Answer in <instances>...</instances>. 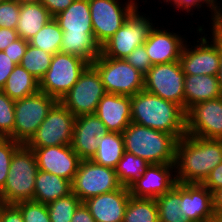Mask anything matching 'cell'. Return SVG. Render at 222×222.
<instances>
[{
  "instance_id": "cell-1",
  "label": "cell",
  "mask_w": 222,
  "mask_h": 222,
  "mask_svg": "<svg viewBox=\"0 0 222 222\" xmlns=\"http://www.w3.org/2000/svg\"><path fill=\"white\" fill-rule=\"evenodd\" d=\"M222 162V139L185 135L177 142L175 172L177 183L202 184Z\"/></svg>"
},
{
  "instance_id": "cell-2",
  "label": "cell",
  "mask_w": 222,
  "mask_h": 222,
  "mask_svg": "<svg viewBox=\"0 0 222 222\" xmlns=\"http://www.w3.org/2000/svg\"><path fill=\"white\" fill-rule=\"evenodd\" d=\"M185 110L178 104L146 92L131 96V122L174 135H186Z\"/></svg>"
},
{
  "instance_id": "cell-3",
  "label": "cell",
  "mask_w": 222,
  "mask_h": 222,
  "mask_svg": "<svg viewBox=\"0 0 222 222\" xmlns=\"http://www.w3.org/2000/svg\"><path fill=\"white\" fill-rule=\"evenodd\" d=\"M122 136L125 151L149 164L175 163L178 139L174 135L131 122Z\"/></svg>"
},
{
  "instance_id": "cell-4",
  "label": "cell",
  "mask_w": 222,
  "mask_h": 222,
  "mask_svg": "<svg viewBox=\"0 0 222 222\" xmlns=\"http://www.w3.org/2000/svg\"><path fill=\"white\" fill-rule=\"evenodd\" d=\"M37 171L33 149L22 144L11 159L5 186L0 191V203L16 204L33 200Z\"/></svg>"
},
{
  "instance_id": "cell-5",
  "label": "cell",
  "mask_w": 222,
  "mask_h": 222,
  "mask_svg": "<svg viewBox=\"0 0 222 222\" xmlns=\"http://www.w3.org/2000/svg\"><path fill=\"white\" fill-rule=\"evenodd\" d=\"M138 6L126 22L101 46V54L108 58L125 59L136 47L144 45L153 23L152 14H144ZM147 16V17H146Z\"/></svg>"
},
{
  "instance_id": "cell-6",
  "label": "cell",
  "mask_w": 222,
  "mask_h": 222,
  "mask_svg": "<svg viewBox=\"0 0 222 222\" xmlns=\"http://www.w3.org/2000/svg\"><path fill=\"white\" fill-rule=\"evenodd\" d=\"M91 65L99 73L106 93L131 97L144 90V75L125 59L100 54Z\"/></svg>"
},
{
  "instance_id": "cell-7",
  "label": "cell",
  "mask_w": 222,
  "mask_h": 222,
  "mask_svg": "<svg viewBox=\"0 0 222 222\" xmlns=\"http://www.w3.org/2000/svg\"><path fill=\"white\" fill-rule=\"evenodd\" d=\"M58 100L38 91L15 101L14 141L27 144Z\"/></svg>"
},
{
  "instance_id": "cell-8",
  "label": "cell",
  "mask_w": 222,
  "mask_h": 222,
  "mask_svg": "<svg viewBox=\"0 0 222 222\" xmlns=\"http://www.w3.org/2000/svg\"><path fill=\"white\" fill-rule=\"evenodd\" d=\"M88 65L89 63L79 56L57 52L52 57L48 71L39 82V91L60 101Z\"/></svg>"
},
{
  "instance_id": "cell-9",
  "label": "cell",
  "mask_w": 222,
  "mask_h": 222,
  "mask_svg": "<svg viewBox=\"0 0 222 222\" xmlns=\"http://www.w3.org/2000/svg\"><path fill=\"white\" fill-rule=\"evenodd\" d=\"M138 1L89 0L94 38L100 47L126 22L129 15L140 5Z\"/></svg>"
},
{
  "instance_id": "cell-10",
  "label": "cell",
  "mask_w": 222,
  "mask_h": 222,
  "mask_svg": "<svg viewBox=\"0 0 222 222\" xmlns=\"http://www.w3.org/2000/svg\"><path fill=\"white\" fill-rule=\"evenodd\" d=\"M106 94L97 70L89 64L78 81L60 99V102L75 116L95 114L98 103Z\"/></svg>"
},
{
  "instance_id": "cell-11",
  "label": "cell",
  "mask_w": 222,
  "mask_h": 222,
  "mask_svg": "<svg viewBox=\"0 0 222 222\" xmlns=\"http://www.w3.org/2000/svg\"><path fill=\"white\" fill-rule=\"evenodd\" d=\"M184 80L180 61L154 64L144 75V90L185 110Z\"/></svg>"
},
{
  "instance_id": "cell-12",
  "label": "cell",
  "mask_w": 222,
  "mask_h": 222,
  "mask_svg": "<svg viewBox=\"0 0 222 222\" xmlns=\"http://www.w3.org/2000/svg\"><path fill=\"white\" fill-rule=\"evenodd\" d=\"M72 193L82 202L100 194L119 189L115 169L96 164L92 160H81L72 181Z\"/></svg>"
},
{
  "instance_id": "cell-13",
  "label": "cell",
  "mask_w": 222,
  "mask_h": 222,
  "mask_svg": "<svg viewBox=\"0 0 222 222\" xmlns=\"http://www.w3.org/2000/svg\"><path fill=\"white\" fill-rule=\"evenodd\" d=\"M197 40L191 45L189 39L183 46L180 63L185 75H212L217 76L219 69V53L217 45L205 34L203 25H197ZM204 34V36H202ZM200 36V38H199ZM209 39V40H208ZM189 42V43H188ZM195 42H197L195 44Z\"/></svg>"
},
{
  "instance_id": "cell-14",
  "label": "cell",
  "mask_w": 222,
  "mask_h": 222,
  "mask_svg": "<svg viewBox=\"0 0 222 222\" xmlns=\"http://www.w3.org/2000/svg\"><path fill=\"white\" fill-rule=\"evenodd\" d=\"M75 116L58 101L26 144L29 148L70 145Z\"/></svg>"
},
{
  "instance_id": "cell-15",
  "label": "cell",
  "mask_w": 222,
  "mask_h": 222,
  "mask_svg": "<svg viewBox=\"0 0 222 222\" xmlns=\"http://www.w3.org/2000/svg\"><path fill=\"white\" fill-rule=\"evenodd\" d=\"M185 114L187 135L222 139V96L195 104Z\"/></svg>"
},
{
  "instance_id": "cell-16",
  "label": "cell",
  "mask_w": 222,
  "mask_h": 222,
  "mask_svg": "<svg viewBox=\"0 0 222 222\" xmlns=\"http://www.w3.org/2000/svg\"><path fill=\"white\" fill-rule=\"evenodd\" d=\"M176 184L175 163L149 164L143 174L129 186V190L133 197L156 199Z\"/></svg>"
},
{
  "instance_id": "cell-17",
  "label": "cell",
  "mask_w": 222,
  "mask_h": 222,
  "mask_svg": "<svg viewBox=\"0 0 222 222\" xmlns=\"http://www.w3.org/2000/svg\"><path fill=\"white\" fill-rule=\"evenodd\" d=\"M31 149L34 151L38 170L55 174L72 183L81 159L71 144Z\"/></svg>"
},
{
  "instance_id": "cell-18",
  "label": "cell",
  "mask_w": 222,
  "mask_h": 222,
  "mask_svg": "<svg viewBox=\"0 0 222 222\" xmlns=\"http://www.w3.org/2000/svg\"><path fill=\"white\" fill-rule=\"evenodd\" d=\"M158 27V24L154 26L144 43L151 64L179 61L181 51L188 37L185 34L183 36L178 32L170 31V29H166L164 26L160 25Z\"/></svg>"
},
{
  "instance_id": "cell-19",
  "label": "cell",
  "mask_w": 222,
  "mask_h": 222,
  "mask_svg": "<svg viewBox=\"0 0 222 222\" xmlns=\"http://www.w3.org/2000/svg\"><path fill=\"white\" fill-rule=\"evenodd\" d=\"M109 131L96 114L82 115L75 118L72 149L81 160H91L95 155L99 138Z\"/></svg>"
},
{
  "instance_id": "cell-20",
  "label": "cell",
  "mask_w": 222,
  "mask_h": 222,
  "mask_svg": "<svg viewBox=\"0 0 222 222\" xmlns=\"http://www.w3.org/2000/svg\"><path fill=\"white\" fill-rule=\"evenodd\" d=\"M129 187L88 198L84 201L96 222H123L130 199Z\"/></svg>"
},
{
  "instance_id": "cell-21",
  "label": "cell",
  "mask_w": 222,
  "mask_h": 222,
  "mask_svg": "<svg viewBox=\"0 0 222 222\" xmlns=\"http://www.w3.org/2000/svg\"><path fill=\"white\" fill-rule=\"evenodd\" d=\"M180 210L190 222H206L214 216L212 192L203 184L182 183Z\"/></svg>"
},
{
  "instance_id": "cell-22",
  "label": "cell",
  "mask_w": 222,
  "mask_h": 222,
  "mask_svg": "<svg viewBox=\"0 0 222 222\" xmlns=\"http://www.w3.org/2000/svg\"><path fill=\"white\" fill-rule=\"evenodd\" d=\"M95 114L109 132L122 133L131 123V97L106 93L98 103Z\"/></svg>"
},
{
  "instance_id": "cell-23",
  "label": "cell",
  "mask_w": 222,
  "mask_h": 222,
  "mask_svg": "<svg viewBox=\"0 0 222 222\" xmlns=\"http://www.w3.org/2000/svg\"><path fill=\"white\" fill-rule=\"evenodd\" d=\"M53 18L63 34L94 35L89 0H74L67 9Z\"/></svg>"
},
{
  "instance_id": "cell-24",
  "label": "cell",
  "mask_w": 222,
  "mask_h": 222,
  "mask_svg": "<svg viewBox=\"0 0 222 222\" xmlns=\"http://www.w3.org/2000/svg\"><path fill=\"white\" fill-rule=\"evenodd\" d=\"M185 112L193 105L222 96L217 76L185 75Z\"/></svg>"
},
{
  "instance_id": "cell-25",
  "label": "cell",
  "mask_w": 222,
  "mask_h": 222,
  "mask_svg": "<svg viewBox=\"0 0 222 222\" xmlns=\"http://www.w3.org/2000/svg\"><path fill=\"white\" fill-rule=\"evenodd\" d=\"M70 193H72V184L69 180L42 170L37 171L32 201L48 204Z\"/></svg>"
},
{
  "instance_id": "cell-26",
  "label": "cell",
  "mask_w": 222,
  "mask_h": 222,
  "mask_svg": "<svg viewBox=\"0 0 222 222\" xmlns=\"http://www.w3.org/2000/svg\"><path fill=\"white\" fill-rule=\"evenodd\" d=\"M52 18L49 11L41 3L21 5L16 27L18 36L29 41Z\"/></svg>"
},
{
  "instance_id": "cell-27",
  "label": "cell",
  "mask_w": 222,
  "mask_h": 222,
  "mask_svg": "<svg viewBox=\"0 0 222 222\" xmlns=\"http://www.w3.org/2000/svg\"><path fill=\"white\" fill-rule=\"evenodd\" d=\"M16 101L39 91V81L21 65H16L1 89Z\"/></svg>"
},
{
  "instance_id": "cell-28",
  "label": "cell",
  "mask_w": 222,
  "mask_h": 222,
  "mask_svg": "<svg viewBox=\"0 0 222 222\" xmlns=\"http://www.w3.org/2000/svg\"><path fill=\"white\" fill-rule=\"evenodd\" d=\"M124 152L122 133L108 132L99 138L97 151L91 160L96 164L116 169Z\"/></svg>"
},
{
  "instance_id": "cell-29",
  "label": "cell",
  "mask_w": 222,
  "mask_h": 222,
  "mask_svg": "<svg viewBox=\"0 0 222 222\" xmlns=\"http://www.w3.org/2000/svg\"><path fill=\"white\" fill-rule=\"evenodd\" d=\"M60 52L79 56L91 64L101 54V47L94 35L63 34Z\"/></svg>"
},
{
  "instance_id": "cell-30",
  "label": "cell",
  "mask_w": 222,
  "mask_h": 222,
  "mask_svg": "<svg viewBox=\"0 0 222 222\" xmlns=\"http://www.w3.org/2000/svg\"><path fill=\"white\" fill-rule=\"evenodd\" d=\"M155 200L159 211V222H190L180 210L182 183H177L172 189Z\"/></svg>"
},
{
  "instance_id": "cell-31",
  "label": "cell",
  "mask_w": 222,
  "mask_h": 222,
  "mask_svg": "<svg viewBox=\"0 0 222 222\" xmlns=\"http://www.w3.org/2000/svg\"><path fill=\"white\" fill-rule=\"evenodd\" d=\"M123 222H159L156 200L131 196L124 213Z\"/></svg>"
},
{
  "instance_id": "cell-32",
  "label": "cell",
  "mask_w": 222,
  "mask_h": 222,
  "mask_svg": "<svg viewBox=\"0 0 222 222\" xmlns=\"http://www.w3.org/2000/svg\"><path fill=\"white\" fill-rule=\"evenodd\" d=\"M62 39L63 31L52 18L29 40V44L54 55L60 52Z\"/></svg>"
},
{
  "instance_id": "cell-33",
  "label": "cell",
  "mask_w": 222,
  "mask_h": 222,
  "mask_svg": "<svg viewBox=\"0 0 222 222\" xmlns=\"http://www.w3.org/2000/svg\"><path fill=\"white\" fill-rule=\"evenodd\" d=\"M148 165L149 163L141 157L125 151L115 169L118 181L122 186L129 187L143 174Z\"/></svg>"
},
{
  "instance_id": "cell-34",
  "label": "cell",
  "mask_w": 222,
  "mask_h": 222,
  "mask_svg": "<svg viewBox=\"0 0 222 222\" xmlns=\"http://www.w3.org/2000/svg\"><path fill=\"white\" fill-rule=\"evenodd\" d=\"M52 57L53 54L28 43L20 65L40 82L49 69Z\"/></svg>"
},
{
  "instance_id": "cell-35",
  "label": "cell",
  "mask_w": 222,
  "mask_h": 222,
  "mask_svg": "<svg viewBox=\"0 0 222 222\" xmlns=\"http://www.w3.org/2000/svg\"><path fill=\"white\" fill-rule=\"evenodd\" d=\"M82 201L74 194L58 198L47 204L51 222H71L72 217Z\"/></svg>"
},
{
  "instance_id": "cell-36",
  "label": "cell",
  "mask_w": 222,
  "mask_h": 222,
  "mask_svg": "<svg viewBox=\"0 0 222 222\" xmlns=\"http://www.w3.org/2000/svg\"><path fill=\"white\" fill-rule=\"evenodd\" d=\"M158 2H159V0H158ZM160 3L161 4L164 3L168 6L170 4L174 9V13L176 10H178V11L180 10L179 11L180 13H181V11L182 12L185 11V15H189L191 12L194 13L193 10H197V11L202 12L201 9L203 8L205 11V8H206L207 11L211 12V15H210L211 16V19H210L211 23H209V25L211 24L212 27H215L217 25V22L219 20V16L221 13V9L212 0H163V2L161 1V2H159V4ZM186 13H188V14H186Z\"/></svg>"
},
{
  "instance_id": "cell-37",
  "label": "cell",
  "mask_w": 222,
  "mask_h": 222,
  "mask_svg": "<svg viewBox=\"0 0 222 222\" xmlns=\"http://www.w3.org/2000/svg\"><path fill=\"white\" fill-rule=\"evenodd\" d=\"M15 101L0 90V137L14 140Z\"/></svg>"
},
{
  "instance_id": "cell-38",
  "label": "cell",
  "mask_w": 222,
  "mask_h": 222,
  "mask_svg": "<svg viewBox=\"0 0 222 222\" xmlns=\"http://www.w3.org/2000/svg\"><path fill=\"white\" fill-rule=\"evenodd\" d=\"M22 144L11 138L0 137V191L4 188L14 152Z\"/></svg>"
},
{
  "instance_id": "cell-39",
  "label": "cell",
  "mask_w": 222,
  "mask_h": 222,
  "mask_svg": "<svg viewBox=\"0 0 222 222\" xmlns=\"http://www.w3.org/2000/svg\"><path fill=\"white\" fill-rule=\"evenodd\" d=\"M23 215L24 222H51L47 204L22 201L15 204Z\"/></svg>"
},
{
  "instance_id": "cell-40",
  "label": "cell",
  "mask_w": 222,
  "mask_h": 222,
  "mask_svg": "<svg viewBox=\"0 0 222 222\" xmlns=\"http://www.w3.org/2000/svg\"><path fill=\"white\" fill-rule=\"evenodd\" d=\"M20 6L15 0H4L0 3V28L16 30Z\"/></svg>"
},
{
  "instance_id": "cell-41",
  "label": "cell",
  "mask_w": 222,
  "mask_h": 222,
  "mask_svg": "<svg viewBox=\"0 0 222 222\" xmlns=\"http://www.w3.org/2000/svg\"><path fill=\"white\" fill-rule=\"evenodd\" d=\"M125 60L143 75L153 66L146 52L145 45L136 47Z\"/></svg>"
},
{
  "instance_id": "cell-42",
  "label": "cell",
  "mask_w": 222,
  "mask_h": 222,
  "mask_svg": "<svg viewBox=\"0 0 222 222\" xmlns=\"http://www.w3.org/2000/svg\"><path fill=\"white\" fill-rule=\"evenodd\" d=\"M29 41L22 38H18L8 45L3 51L11 60L16 64L20 65L21 60L26 52Z\"/></svg>"
},
{
  "instance_id": "cell-43",
  "label": "cell",
  "mask_w": 222,
  "mask_h": 222,
  "mask_svg": "<svg viewBox=\"0 0 222 222\" xmlns=\"http://www.w3.org/2000/svg\"><path fill=\"white\" fill-rule=\"evenodd\" d=\"M0 222H24V219L15 204L0 203Z\"/></svg>"
},
{
  "instance_id": "cell-44",
  "label": "cell",
  "mask_w": 222,
  "mask_h": 222,
  "mask_svg": "<svg viewBox=\"0 0 222 222\" xmlns=\"http://www.w3.org/2000/svg\"><path fill=\"white\" fill-rule=\"evenodd\" d=\"M208 30L211 32L210 34L206 33V35H209L211 40L217 45L218 47V53H219V69L217 73V79L219 81V86L222 92V31L215 27L209 26ZM212 35V36H211Z\"/></svg>"
},
{
  "instance_id": "cell-45",
  "label": "cell",
  "mask_w": 222,
  "mask_h": 222,
  "mask_svg": "<svg viewBox=\"0 0 222 222\" xmlns=\"http://www.w3.org/2000/svg\"><path fill=\"white\" fill-rule=\"evenodd\" d=\"M16 64L4 51H0V90L4 87L6 80L14 70Z\"/></svg>"
},
{
  "instance_id": "cell-46",
  "label": "cell",
  "mask_w": 222,
  "mask_h": 222,
  "mask_svg": "<svg viewBox=\"0 0 222 222\" xmlns=\"http://www.w3.org/2000/svg\"><path fill=\"white\" fill-rule=\"evenodd\" d=\"M202 184L212 193L222 188V162L210 172Z\"/></svg>"
},
{
  "instance_id": "cell-47",
  "label": "cell",
  "mask_w": 222,
  "mask_h": 222,
  "mask_svg": "<svg viewBox=\"0 0 222 222\" xmlns=\"http://www.w3.org/2000/svg\"><path fill=\"white\" fill-rule=\"evenodd\" d=\"M74 0H41L40 3L49 11L52 17H55L61 11L67 9Z\"/></svg>"
},
{
  "instance_id": "cell-48",
  "label": "cell",
  "mask_w": 222,
  "mask_h": 222,
  "mask_svg": "<svg viewBox=\"0 0 222 222\" xmlns=\"http://www.w3.org/2000/svg\"><path fill=\"white\" fill-rule=\"evenodd\" d=\"M71 222H96L89 208L82 202L76 209Z\"/></svg>"
},
{
  "instance_id": "cell-49",
  "label": "cell",
  "mask_w": 222,
  "mask_h": 222,
  "mask_svg": "<svg viewBox=\"0 0 222 222\" xmlns=\"http://www.w3.org/2000/svg\"><path fill=\"white\" fill-rule=\"evenodd\" d=\"M18 38L19 36L16 30L0 28V51H3L8 45Z\"/></svg>"
},
{
  "instance_id": "cell-50",
  "label": "cell",
  "mask_w": 222,
  "mask_h": 222,
  "mask_svg": "<svg viewBox=\"0 0 222 222\" xmlns=\"http://www.w3.org/2000/svg\"><path fill=\"white\" fill-rule=\"evenodd\" d=\"M212 196L214 213L222 215V188L215 190Z\"/></svg>"
},
{
  "instance_id": "cell-51",
  "label": "cell",
  "mask_w": 222,
  "mask_h": 222,
  "mask_svg": "<svg viewBox=\"0 0 222 222\" xmlns=\"http://www.w3.org/2000/svg\"><path fill=\"white\" fill-rule=\"evenodd\" d=\"M206 222H222V215L214 214V216L210 220H207Z\"/></svg>"
},
{
  "instance_id": "cell-52",
  "label": "cell",
  "mask_w": 222,
  "mask_h": 222,
  "mask_svg": "<svg viewBox=\"0 0 222 222\" xmlns=\"http://www.w3.org/2000/svg\"><path fill=\"white\" fill-rule=\"evenodd\" d=\"M15 1H17L20 5H23L30 3H40L41 0H15Z\"/></svg>"
},
{
  "instance_id": "cell-53",
  "label": "cell",
  "mask_w": 222,
  "mask_h": 222,
  "mask_svg": "<svg viewBox=\"0 0 222 222\" xmlns=\"http://www.w3.org/2000/svg\"><path fill=\"white\" fill-rule=\"evenodd\" d=\"M216 27L222 31V9Z\"/></svg>"
},
{
  "instance_id": "cell-54",
  "label": "cell",
  "mask_w": 222,
  "mask_h": 222,
  "mask_svg": "<svg viewBox=\"0 0 222 222\" xmlns=\"http://www.w3.org/2000/svg\"><path fill=\"white\" fill-rule=\"evenodd\" d=\"M220 9H222V3H220V1H222V0H220V1H218V0H212Z\"/></svg>"
}]
</instances>
